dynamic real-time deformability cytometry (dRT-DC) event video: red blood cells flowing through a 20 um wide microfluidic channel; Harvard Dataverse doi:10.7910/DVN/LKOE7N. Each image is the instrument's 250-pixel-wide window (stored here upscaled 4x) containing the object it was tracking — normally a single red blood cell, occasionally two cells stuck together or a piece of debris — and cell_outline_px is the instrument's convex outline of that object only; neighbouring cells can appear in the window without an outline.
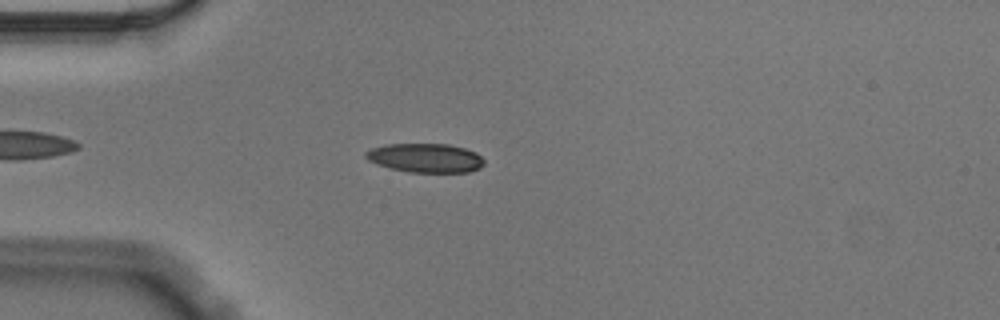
{"species": "Egyptian fruit bat (a non-hibernating species)", "species_latin": "Rousettus aegyptiacus", "temperature_condition": "cold", "stored_images_in_passage": 43, "camera_frame_rate_fps": 3000, "um_per_image_px": 0.085, "animal": {"sex": "male"}, "frame": {"image": 1, "passage_image": 8, "time_ms": 2.333, "image_size_px": [1000, 320], "cell_outline_px": [[484, 164], [480, 168], [468, 172], [408, 172], [376, 164], [368, 160], [364, 156], [364, 152], [372, 148], [388, 144], [448, 144], [464, 148], [476, 152], [484, 160]], "centroid_in_image_um": [36.16, 13.42], "position_along_channel_um": 48.8, "area_um2": 20.0}}
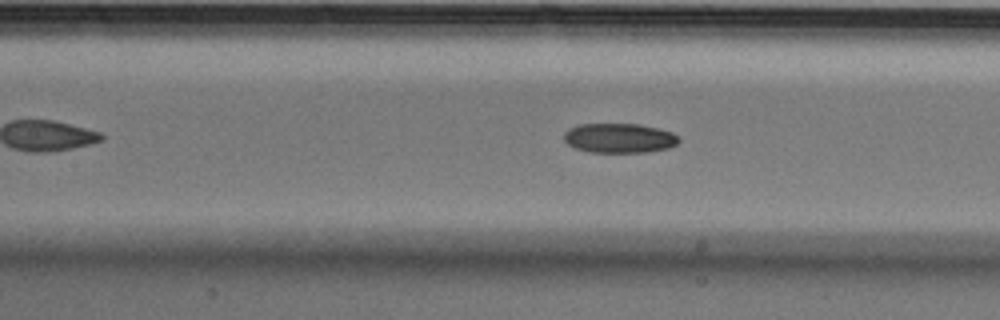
{"frame": {"image": 2, "passage_image": 18, "time_ms": 5.667, "image_size_px": [1000, 320], "cell_outline_px": [[680, 140], [676, 144], [668, 148], [648, 152], [592, 152], [576, 148], [568, 144], [564, 140], [564, 132], [568, 128], [580, 124], [640, 124], [672, 132]], "centroid_in_image_um": [52.62, 11.73], "position_along_channel_um": 154.8, "area_um2": 19.71}}
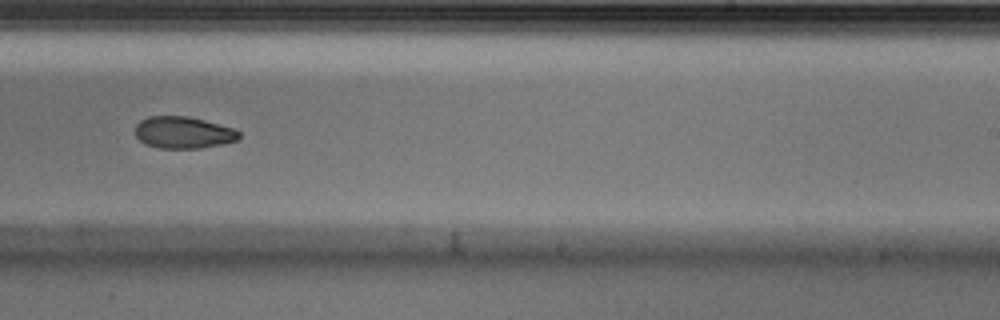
{"frame": {"image": 3, "passage_image": 28, "time_ms": 9.0, "image_size_px": [1000, 320], "cell_outline_px": [[240, 136], [236, 140], [224, 144], [200, 148], [160, 148], [144, 144], [136, 136], [136, 124], [140, 120], [148, 116], [188, 116], [236, 128], [240, 132]], "centroid_in_image_um": [15.6, 11.26], "position_along_channel_um": 273.4, "area_um2": 19.42}, "authors_computed_cell_mechanics": {"area_um2": 20.2878, "velocity_mm_per_s": 3.5696, "shape_relaxation_time_tau1_ms": 6.4483, "shape_relaxation_time_tau2_ms": 9.0802, "deformation_change_tau1": 0.1389, "deformation_change_tau2": 0.1489}}